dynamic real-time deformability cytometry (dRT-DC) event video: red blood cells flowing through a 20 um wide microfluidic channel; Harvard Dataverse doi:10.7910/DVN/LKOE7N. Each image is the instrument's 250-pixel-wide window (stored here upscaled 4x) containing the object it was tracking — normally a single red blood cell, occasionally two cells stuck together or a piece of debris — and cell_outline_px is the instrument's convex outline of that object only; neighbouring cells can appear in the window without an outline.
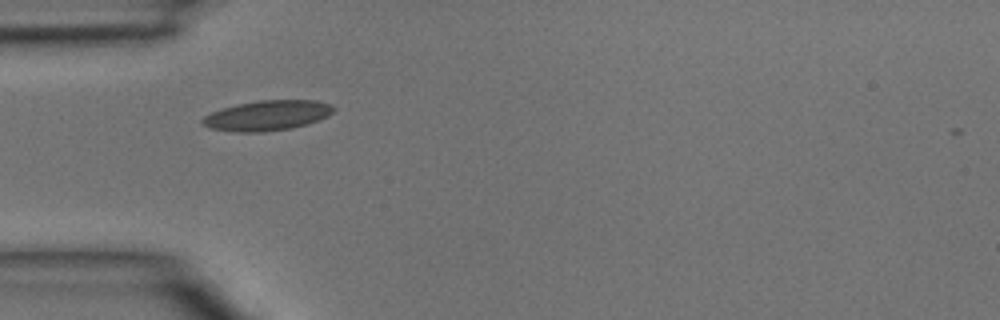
{"species": "common noctule bat (a hibernating species)", "species_latin": "Nyctalus noctula", "temperature_condition": "room temperature", "stored_images_in_passage": 1, "camera_frame_rate_fps": 3000, "um_per_image_px": 0.085, "animal": {"sex": "male", "body_mass_g": 15.6}, "frame": {"image": 1, "passage_image": 1, "time_ms": 0.0, "image_size_px": [1000, 320], "cell_outline_px": [[336, 108], [328, 116], [308, 124], [292, 128], [264, 132], [236, 132], [212, 128], [200, 124], [200, 120], [204, 116], [220, 108], [260, 100], [316, 100], [328, 104]], "centroid_in_image_um": [22.7, 9.82], "position_along_channel_um": 62.3, "area_um2": 23.0}}